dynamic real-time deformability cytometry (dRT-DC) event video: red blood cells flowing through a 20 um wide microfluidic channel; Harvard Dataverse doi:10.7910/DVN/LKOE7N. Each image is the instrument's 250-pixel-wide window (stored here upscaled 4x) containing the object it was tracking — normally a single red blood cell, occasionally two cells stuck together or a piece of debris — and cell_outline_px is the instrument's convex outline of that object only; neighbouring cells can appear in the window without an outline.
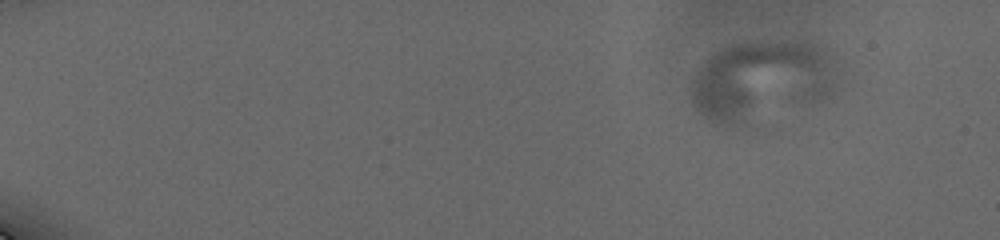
{"species": "human", "species_latin": "Homo sapiens", "temperature_condition": "cold", "stored_images_in_passage": 119, "camera_frame_rate_fps": 3000, "um_per_image_px": 0.085, "donor": {"sex": "male"}, "frame": {"image": 1, "passage_image": 12, "time_ms": 2.333, "image_size_px": [1000, 240], "cell_outline_px": [[848, 84], [832, 96], [824, 100], [748, 124], [712, 124], [700, 116], [688, 92], [692, 72], [704, 60], [720, 52], [744, 44], [812, 44], [832, 56], [844, 68]], "centroid_in_image_um": [64.88, 6.95], "position_along_channel_um": 20.1, "area_um2": 69.94}}
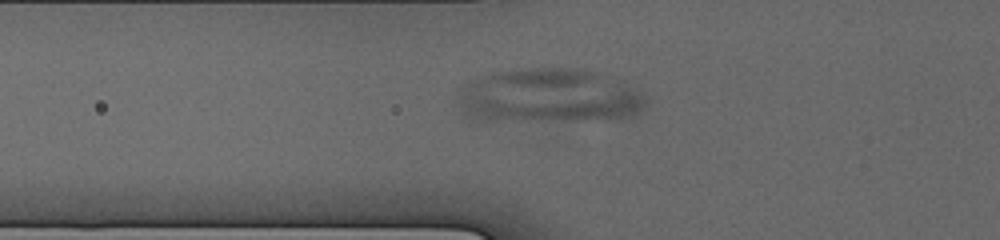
{"frame": {"image": 2, "passage_image": 34, "time_ms": 8.333, "image_size_px": [1000, 240], "cell_outline_px": [[648, 104], [636, 116], [624, 120], [480, 124], [468, 124], [460, 116], [456, 96], [456, 92], [464, 84], [492, 72], [524, 68], [580, 68], [596, 72], [620, 80], [640, 88], [648, 96]], "centroid_in_image_um": [46.59, 8.26], "position_along_channel_um": 79.2, "area_um2": 64.16}}